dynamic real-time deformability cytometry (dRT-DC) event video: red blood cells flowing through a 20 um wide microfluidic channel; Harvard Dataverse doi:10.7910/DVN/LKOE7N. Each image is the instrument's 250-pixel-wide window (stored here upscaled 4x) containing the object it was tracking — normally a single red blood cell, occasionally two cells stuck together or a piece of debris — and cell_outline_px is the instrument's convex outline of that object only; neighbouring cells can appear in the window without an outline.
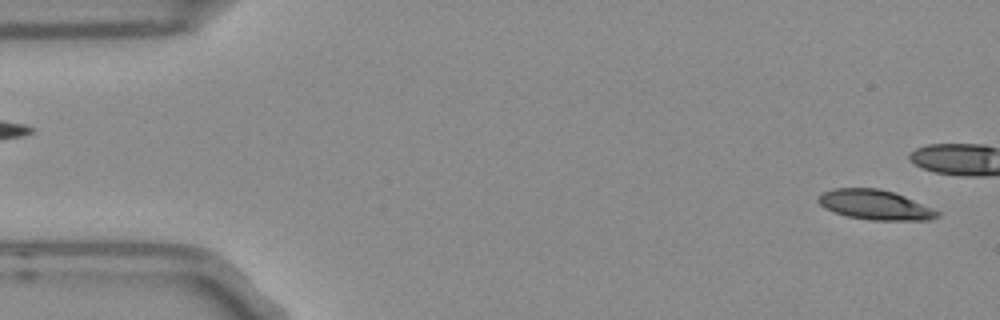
{"species": "Egyptian fruit bat (a non-hibernating species)", "species_latin": "Rousettus aegyptiacus", "temperature_condition": "room temperature", "stored_images_in_passage": 5, "segment_of_instrument_passage": [2, 2], "camera_frame_rate_fps": 3000, "um_per_image_px": 0.085, "frame": {"image": 1, "passage_image": 5, "time_ms": 1.333, "image_size_px": [1000, 320], "cell_outline_px": [[940, 216], [928, 220], [872, 220], [848, 216], [832, 212], [824, 208], [816, 200], [824, 192], [832, 188], [876, 188], [896, 192], [932, 208], [940, 212]], "centroid_in_image_um": [74.38, 17.41], "position_along_channel_um": 10.6, "area_um2": 20.69}}